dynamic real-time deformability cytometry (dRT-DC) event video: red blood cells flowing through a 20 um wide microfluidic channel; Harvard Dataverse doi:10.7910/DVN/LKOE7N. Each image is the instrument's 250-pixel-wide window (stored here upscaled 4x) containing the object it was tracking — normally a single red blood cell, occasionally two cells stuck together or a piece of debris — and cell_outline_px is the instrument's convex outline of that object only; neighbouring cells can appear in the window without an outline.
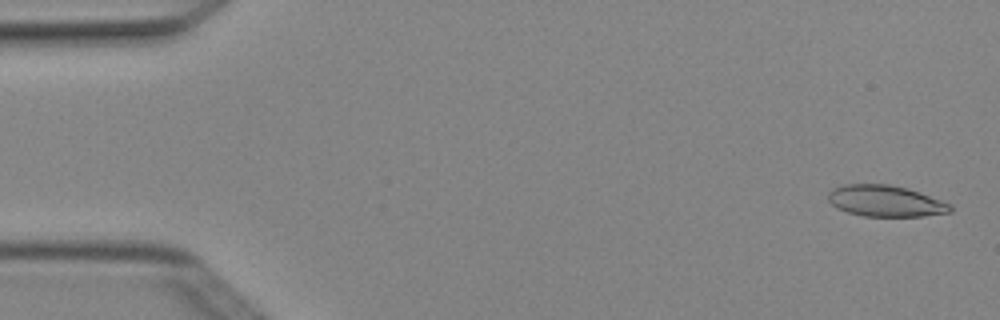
{"species": "Egyptian fruit bat (a non-hibernating species)", "species_latin": "Rousettus aegyptiacus", "temperature_condition": "cold", "stored_images_in_passage": 5, "camera_frame_rate_fps": 3000, "um_per_image_px": 0.085, "animal": {"sex": "female"}, "frame": {"image": 1, "passage_image": 1, "time_ms": 0.0, "image_size_px": [1000, 320], "cell_outline_px": [[952, 212], [924, 216], [864, 216], [848, 212], [836, 208], [828, 200], [828, 192], [832, 188], [844, 184], [888, 184], [908, 188], [920, 192], [952, 204]], "centroid_in_image_um": [75.27, 17.08], "position_along_channel_um": 9.7, "area_um2": 22.43}}
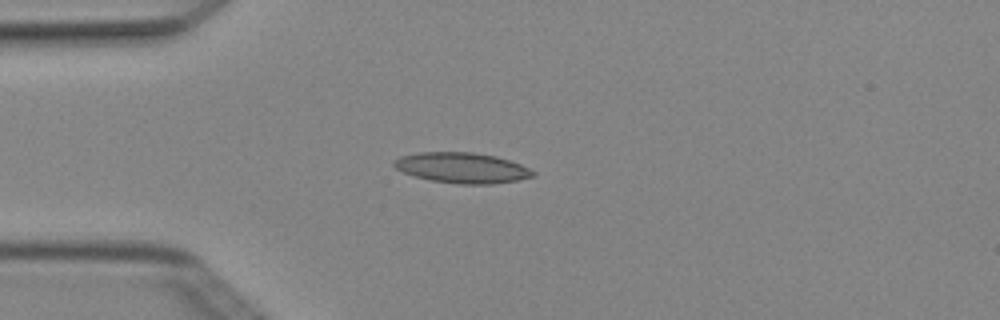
{"frame": {"image": 2, "passage_image": 4, "time_ms": 1.0, "image_size_px": [1000, 320], "cell_outline_px": [[536, 176], [516, 180], [492, 184], [460, 184], [432, 180], [416, 176], [404, 172], [396, 168], [392, 164], [400, 156], [420, 152], [472, 152], [496, 156], [520, 164], [536, 172]], "centroid_in_image_um": [39.3, 14.26], "position_along_channel_um": 45.7, "area_um2": 24.45}}